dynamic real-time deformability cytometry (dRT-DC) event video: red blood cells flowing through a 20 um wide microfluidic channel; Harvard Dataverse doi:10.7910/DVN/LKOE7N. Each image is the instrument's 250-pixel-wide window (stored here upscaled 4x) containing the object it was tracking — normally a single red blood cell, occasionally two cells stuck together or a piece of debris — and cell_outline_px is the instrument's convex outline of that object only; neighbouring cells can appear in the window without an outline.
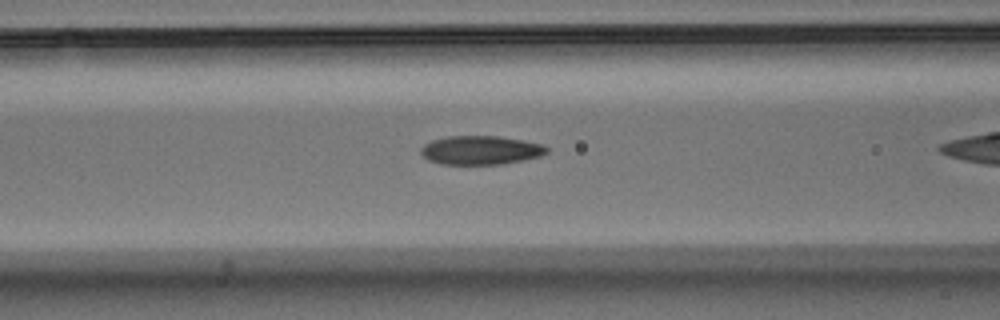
{"species": "Egyptian fruit bat (a non-hibernating species)", "species_latin": "Rousettus aegyptiacus", "temperature_condition": "warm", "stored_images_in_passage": 32, "camera_frame_rate_fps": 3000, "um_per_image_px": 0.085, "animal": {"sex": "male"}, "frame": {"image": 1, "passage_image": 12, "time_ms": 3.667, "image_size_px": [1000, 320], "cell_outline_px": [[548, 152], [540, 156], [504, 164], [440, 164], [428, 160], [420, 152], [420, 148], [424, 144], [432, 140], [448, 136], [496, 136], [524, 140], [544, 144], [548, 148]], "centroid_in_image_um": [40.86, 12.76], "position_along_channel_um": 125.7, "area_um2": 21.21}}
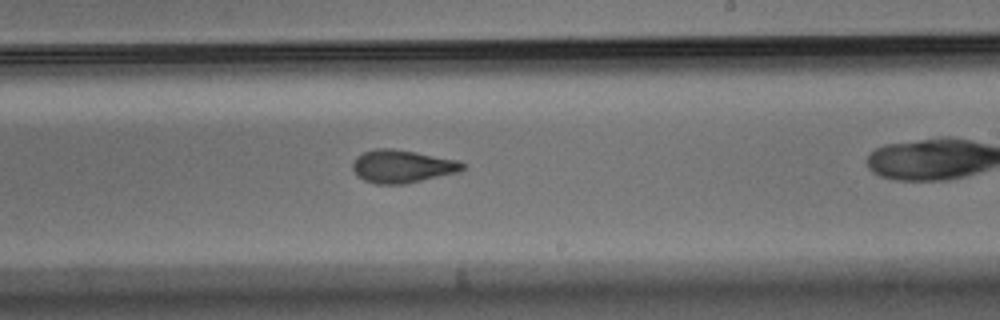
{"frame": {"image": 2, "passage_image": 22, "time_ms": 7.0, "image_size_px": [1000, 320], "cell_outline_px": [[464, 168], [460, 172], [404, 184], [376, 184], [364, 180], [356, 176], [352, 168], [352, 164], [356, 156], [364, 152], [376, 148], [392, 148], [416, 152], [460, 160], [464, 164]], "centroid_in_image_um": [34.18, 14.14], "position_along_channel_um": 254.8, "area_um2": 21.27}}
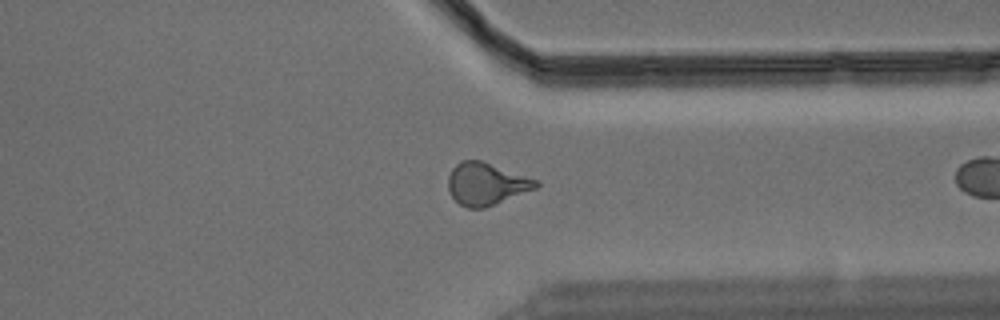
{"frame": {"image": 3, "passage_image": 31, "time_ms": 10.0, "image_size_px": [1000, 320], "cell_outline_px": [[540, 184], [536, 188], [484, 208], [468, 208], [460, 204], [448, 192], [448, 176], [452, 168], [460, 160], [480, 160], [540, 180]], "centroid_in_image_um": [41.32, 15.62], "position_along_channel_um": 370.1, "area_um2": 21.62}}